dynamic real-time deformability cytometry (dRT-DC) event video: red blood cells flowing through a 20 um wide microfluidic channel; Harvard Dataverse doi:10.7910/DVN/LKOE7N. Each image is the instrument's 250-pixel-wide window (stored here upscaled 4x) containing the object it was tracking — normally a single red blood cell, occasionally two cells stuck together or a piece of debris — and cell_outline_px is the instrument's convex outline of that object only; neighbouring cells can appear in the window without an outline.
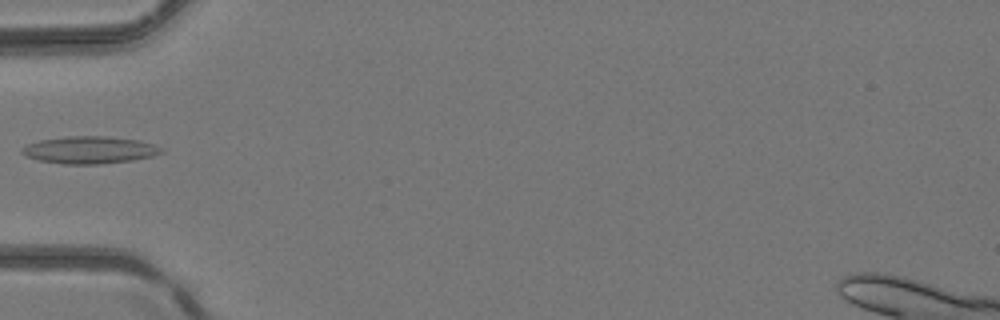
{"species": "common noctule bat (a hibernating species)", "species_latin": "Nyctalus noctula", "temperature_condition": "room temperature", "stored_images_in_passage": 4, "camera_frame_rate_fps": 3000, "um_per_image_px": 0.085, "animal": {"sex": "female", "body_mass_g": 24.6, "forearm_length_mm": 56.2}, "frame": {"image": 1, "passage_image": 4, "time_ms": 1.0, "image_size_px": [1000, 320], "cell_outline_px": [[164, 152], [152, 156], [132, 160], [100, 164], [64, 164], [40, 160], [28, 156], [20, 152], [20, 148], [28, 144], [40, 140], [68, 136], [104, 136], [140, 140], [164, 148]], "centroid_in_image_um": [7.64, 12.74], "position_along_channel_um": 77.4, "area_um2": 22.08}}